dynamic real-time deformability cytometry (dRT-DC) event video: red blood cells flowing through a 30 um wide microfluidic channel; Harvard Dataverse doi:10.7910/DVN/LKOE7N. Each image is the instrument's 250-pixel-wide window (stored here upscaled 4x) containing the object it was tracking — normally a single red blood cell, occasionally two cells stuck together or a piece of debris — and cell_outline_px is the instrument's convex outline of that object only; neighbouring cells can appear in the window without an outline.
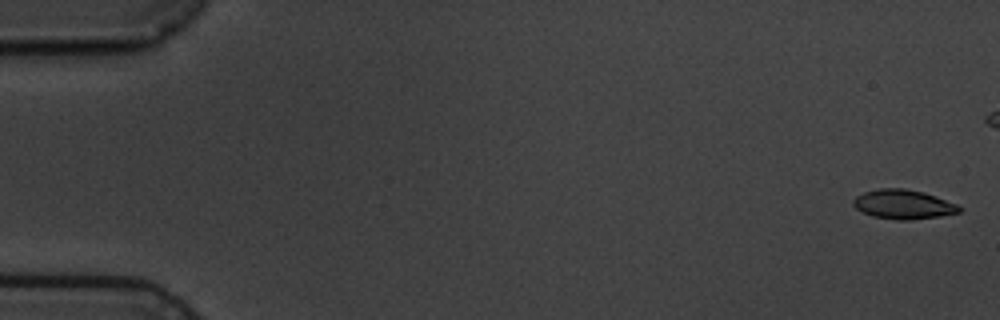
{"species": "common noctule bat (a hibernating species)", "species_latin": "Nyctalus noctula", "temperature_condition": "cold", "stored_images_in_passage": 7, "segment_of_instrument_passage": [1, 2], "camera_frame_rate_fps": 3000, "um_per_image_px": 0.085, "animal": {"sex": "male", "body_mass_g": 19.5, "forearm_length_mm": 54.6}, "frame": {"image": 1, "passage_image": 1, "time_ms": 0.0, "image_size_px": [1000, 320], "cell_outline_px": [[964, 208], [960, 212], [940, 216], [912, 220], [896, 220], [872, 216], [856, 208], [852, 204], [852, 200], [856, 196], [864, 192], [880, 188], [904, 188], [924, 192], [956, 204]], "centroid_in_image_um": [76.78, 17.37], "position_along_channel_um": 8.2, "area_um2": 18.15}}
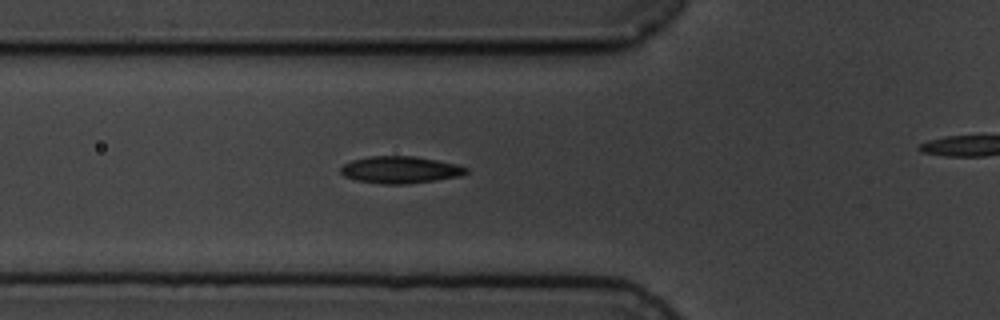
{"frame": {"image": 2, "passage_image": 6, "time_ms": 6.333, "image_size_px": [1000, 320], "cell_outline_px": [[468, 172], [460, 176], [436, 180], [404, 184], [380, 184], [356, 180], [344, 176], [340, 172], [340, 168], [344, 164], [352, 160], [372, 156], [412, 156], [436, 160], [456, 164], [468, 168]], "centroid_in_image_um": [34.01, 14.44], "position_along_channel_um": 91.8, "area_um2": 19.65}}